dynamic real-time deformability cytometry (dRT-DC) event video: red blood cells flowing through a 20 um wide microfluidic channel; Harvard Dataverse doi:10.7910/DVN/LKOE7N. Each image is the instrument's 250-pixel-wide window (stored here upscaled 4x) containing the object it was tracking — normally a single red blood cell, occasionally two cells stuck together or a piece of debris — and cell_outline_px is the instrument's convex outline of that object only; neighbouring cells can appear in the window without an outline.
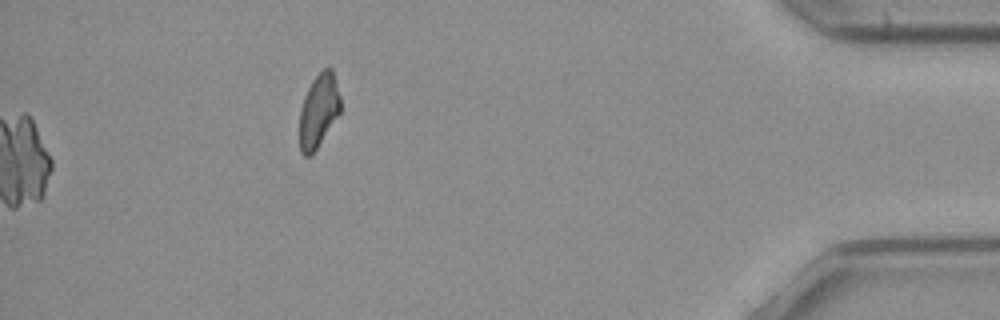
{"species": "common noctule bat (a hibernating species)", "species_latin": "Nyctalus noctula", "temperature_condition": "cold", "stored_images_in_passage": 51, "camera_frame_rate_fps": 3000, "um_per_image_px": 0.085, "animal": {"sex": "female", "body_mass_g": 21.9}, "frame": {"image": 1, "passage_image": 51, "time_ms": 16.667, "image_size_px": [1000, 320], "cell_outline_px": [[340, 112], [316, 148], [308, 156], [304, 156], [300, 152], [300, 108], [304, 96], [312, 80], [324, 68], [332, 68], [340, 96]], "centroid_in_image_um": [27.07, 9.38], "position_along_channel_um": 408.1, "area_um2": 17.17}}